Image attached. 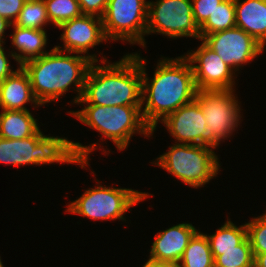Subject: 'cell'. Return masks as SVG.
Returning a JSON list of instances; mask_svg holds the SVG:
<instances>
[{
	"label": "cell",
	"instance_id": "cell-8",
	"mask_svg": "<svg viewBox=\"0 0 266 267\" xmlns=\"http://www.w3.org/2000/svg\"><path fill=\"white\" fill-rule=\"evenodd\" d=\"M86 189L80 198L68 204L65 212L81 215L93 220L126 221L124 214L150 195L134 189L107 187L95 184ZM99 185V186H98Z\"/></svg>",
	"mask_w": 266,
	"mask_h": 267
},
{
	"label": "cell",
	"instance_id": "cell-22",
	"mask_svg": "<svg viewBox=\"0 0 266 267\" xmlns=\"http://www.w3.org/2000/svg\"><path fill=\"white\" fill-rule=\"evenodd\" d=\"M236 26L234 0H224L199 27L200 35H209Z\"/></svg>",
	"mask_w": 266,
	"mask_h": 267
},
{
	"label": "cell",
	"instance_id": "cell-23",
	"mask_svg": "<svg viewBox=\"0 0 266 267\" xmlns=\"http://www.w3.org/2000/svg\"><path fill=\"white\" fill-rule=\"evenodd\" d=\"M50 23L43 0H26L14 25L31 29L45 30ZM46 25V26H45Z\"/></svg>",
	"mask_w": 266,
	"mask_h": 267
},
{
	"label": "cell",
	"instance_id": "cell-4",
	"mask_svg": "<svg viewBox=\"0 0 266 267\" xmlns=\"http://www.w3.org/2000/svg\"><path fill=\"white\" fill-rule=\"evenodd\" d=\"M98 143L83 146L67 138L44 135L39 130L34 136L23 139L0 137V163L12 166L44 165L52 163L77 164L85 168L89 155Z\"/></svg>",
	"mask_w": 266,
	"mask_h": 267
},
{
	"label": "cell",
	"instance_id": "cell-27",
	"mask_svg": "<svg viewBox=\"0 0 266 267\" xmlns=\"http://www.w3.org/2000/svg\"><path fill=\"white\" fill-rule=\"evenodd\" d=\"M224 0H191L193 17L200 27Z\"/></svg>",
	"mask_w": 266,
	"mask_h": 267
},
{
	"label": "cell",
	"instance_id": "cell-19",
	"mask_svg": "<svg viewBox=\"0 0 266 267\" xmlns=\"http://www.w3.org/2000/svg\"><path fill=\"white\" fill-rule=\"evenodd\" d=\"M0 137L23 139L34 136L40 129L29 110H1Z\"/></svg>",
	"mask_w": 266,
	"mask_h": 267
},
{
	"label": "cell",
	"instance_id": "cell-14",
	"mask_svg": "<svg viewBox=\"0 0 266 267\" xmlns=\"http://www.w3.org/2000/svg\"><path fill=\"white\" fill-rule=\"evenodd\" d=\"M161 123L175 138V143L201 145V133L205 131L206 122L203 110L195 99L166 116Z\"/></svg>",
	"mask_w": 266,
	"mask_h": 267
},
{
	"label": "cell",
	"instance_id": "cell-30",
	"mask_svg": "<svg viewBox=\"0 0 266 267\" xmlns=\"http://www.w3.org/2000/svg\"><path fill=\"white\" fill-rule=\"evenodd\" d=\"M3 44H0V83L7 78L8 76L12 75L15 71L12 70L10 66V62L8 60V56L6 55L5 48L2 47Z\"/></svg>",
	"mask_w": 266,
	"mask_h": 267
},
{
	"label": "cell",
	"instance_id": "cell-29",
	"mask_svg": "<svg viewBox=\"0 0 266 267\" xmlns=\"http://www.w3.org/2000/svg\"><path fill=\"white\" fill-rule=\"evenodd\" d=\"M109 0H78L82 14L102 17Z\"/></svg>",
	"mask_w": 266,
	"mask_h": 267
},
{
	"label": "cell",
	"instance_id": "cell-35",
	"mask_svg": "<svg viewBox=\"0 0 266 267\" xmlns=\"http://www.w3.org/2000/svg\"><path fill=\"white\" fill-rule=\"evenodd\" d=\"M0 267H4L0 257Z\"/></svg>",
	"mask_w": 266,
	"mask_h": 267
},
{
	"label": "cell",
	"instance_id": "cell-33",
	"mask_svg": "<svg viewBox=\"0 0 266 267\" xmlns=\"http://www.w3.org/2000/svg\"><path fill=\"white\" fill-rule=\"evenodd\" d=\"M160 267H183L180 261L160 262Z\"/></svg>",
	"mask_w": 266,
	"mask_h": 267
},
{
	"label": "cell",
	"instance_id": "cell-28",
	"mask_svg": "<svg viewBox=\"0 0 266 267\" xmlns=\"http://www.w3.org/2000/svg\"><path fill=\"white\" fill-rule=\"evenodd\" d=\"M26 0H0V17L14 24Z\"/></svg>",
	"mask_w": 266,
	"mask_h": 267
},
{
	"label": "cell",
	"instance_id": "cell-7",
	"mask_svg": "<svg viewBox=\"0 0 266 267\" xmlns=\"http://www.w3.org/2000/svg\"><path fill=\"white\" fill-rule=\"evenodd\" d=\"M235 89H202L195 100L203 110L206 127L201 133V145L215 149L220 141L230 138L241 122V108ZM240 120V121H239Z\"/></svg>",
	"mask_w": 266,
	"mask_h": 267
},
{
	"label": "cell",
	"instance_id": "cell-6",
	"mask_svg": "<svg viewBox=\"0 0 266 267\" xmlns=\"http://www.w3.org/2000/svg\"><path fill=\"white\" fill-rule=\"evenodd\" d=\"M154 162V165L193 188L209 183L220 169L219 158L213 148L204 145L173 144Z\"/></svg>",
	"mask_w": 266,
	"mask_h": 267
},
{
	"label": "cell",
	"instance_id": "cell-32",
	"mask_svg": "<svg viewBox=\"0 0 266 267\" xmlns=\"http://www.w3.org/2000/svg\"><path fill=\"white\" fill-rule=\"evenodd\" d=\"M254 267H266V253H260L254 257Z\"/></svg>",
	"mask_w": 266,
	"mask_h": 267
},
{
	"label": "cell",
	"instance_id": "cell-3",
	"mask_svg": "<svg viewBox=\"0 0 266 267\" xmlns=\"http://www.w3.org/2000/svg\"><path fill=\"white\" fill-rule=\"evenodd\" d=\"M68 54L54 47L46 54L22 65L29 75L33 94L41 106L56 102L71 87L78 93L72 100L73 104H77L81 98L93 61L81 54Z\"/></svg>",
	"mask_w": 266,
	"mask_h": 267
},
{
	"label": "cell",
	"instance_id": "cell-21",
	"mask_svg": "<svg viewBox=\"0 0 266 267\" xmlns=\"http://www.w3.org/2000/svg\"><path fill=\"white\" fill-rule=\"evenodd\" d=\"M179 261L183 267H214V259L206 234L198 230Z\"/></svg>",
	"mask_w": 266,
	"mask_h": 267
},
{
	"label": "cell",
	"instance_id": "cell-12",
	"mask_svg": "<svg viewBox=\"0 0 266 267\" xmlns=\"http://www.w3.org/2000/svg\"><path fill=\"white\" fill-rule=\"evenodd\" d=\"M191 51L184 56L192 66L197 90L234 89L236 73L215 51L203 41L197 50Z\"/></svg>",
	"mask_w": 266,
	"mask_h": 267
},
{
	"label": "cell",
	"instance_id": "cell-5",
	"mask_svg": "<svg viewBox=\"0 0 266 267\" xmlns=\"http://www.w3.org/2000/svg\"><path fill=\"white\" fill-rule=\"evenodd\" d=\"M141 105L101 106L86 104L78 111H68L81 123L101 133L104 139H110L117 150L126 149L133 134L153 135L152 129L145 123Z\"/></svg>",
	"mask_w": 266,
	"mask_h": 267
},
{
	"label": "cell",
	"instance_id": "cell-25",
	"mask_svg": "<svg viewBox=\"0 0 266 267\" xmlns=\"http://www.w3.org/2000/svg\"><path fill=\"white\" fill-rule=\"evenodd\" d=\"M49 22L59 27L62 23L82 15L78 0H43Z\"/></svg>",
	"mask_w": 266,
	"mask_h": 267
},
{
	"label": "cell",
	"instance_id": "cell-24",
	"mask_svg": "<svg viewBox=\"0 0 266 267\" xmlns=\"http://www.w3.org/2000/svg\"><path fill=\"white\" fill-rule=\"evenodd\" d=\"M214 267H254V256L248 237L236 249L219 251Z\"/></svg>",
	"mask_w": 266,
	"mask_h": 267
},
{
	"label": "cell",
	"instance_id": "cell-20",
	"mask_svg": "<svg viewBox=\"0 0 266 267\" xmlns=\"http://www.w3.org/2000/svg\"><path fill=\"white\" fill-rule=\"evenodd\" d=\"M213 259L219 256V251L236 249L246 237V223L240 226L234 224L229 218L214 234L207 235Z\"/></svg>",
	"mask_w": 266,
	"mask_h": 267
},
{
	"label": "cell",
	"instance_id": "cell-9",
	"mask_svg": "<svg viewBox=\"0 0 266 267\" xmlns=\"http://www.w3.org/2000/svg\"><path fill=\"white\" fill-rule=\"evenodd\" d=\"M147 13L146 0H109L101 17L106 39L146 47Z\"/></svg>",
	"mask_w": 266,
	"mask_h": 267
},
{
	"label": "cell",
	"instance_id": "cell-18",
	"mask_svg": "<svg viewBox=\"0 0 266 267\" xmlns=\"http://www.w3.org/2000/svg\"><path fill=\"white\" fill-rule=\"evenodd\" d=\"M11 26L14 30L13 34L10 35L11 44L19 53L12 50L8 56L18 62L17 65L22 66L26 61L47 53L44 50L48 40L45 30L18 27L14 24Z\"/></svg>",
	"mask_w": 266,
	"mask_h": 267
},
{
	"label": "cell",
	"instance_id": "cell-31",
	"mask_svg": "<svg viewBox=\"0 0 266 267\" xmlns=\"http://www.w3.org/2000/svg\"><path fill=\"white\" fill-rule=\"evenodd\" d=\"M8 27H11V24L5 18L0 17V44H5L3 41L5 39L4 34Z\"/></svg>",
	"mask_w": 266,
	"mask_h": 267
},
{
	"label": "cell",
	"instance_id": "cell-11",
	"mask_svg": "<svg viewBox=\"0 0 266 267\" xmlns=\"http://www.w3.org/2000/svg\"><path fill=\"white\" fill-rule=\"evenodd\" d=\"M200 36L201 41L215 51L235 72L245 64L254 61L266 49L250 34L236 26Z\"/></svg>",
	"mask_w": 266,
	"mask_h": 267
},
{
	"label": "cell",
	"instance_id": "cell-2",
	"mask_svg": "<svg viewBox=\"0 0 266 267\" xmlns=\"http://www.w3.org/2000/svg\"><path fill=\"white\" fill-rule=\"evenodd\" d=\"M102 59L100 63L104 65L91 64L77 104L142 105L140 53H128L115 63L105 56Z\"/></svg>",
	"mask_w": 266,
	"mask_h": 267
},
{
	"label": "cell",
	"instance_id": "cell-17",
	"mask_svg": "<svg viewBox=\"0 0 266 267\" xmlns=\"http://www.w3.org/2000/svg\"><path fill=\"white\" fill-rule=\"evenodd\" d=\"M234 0L236 27L266 46V0Z\"/></svg>",
	"mask_w": 266,
	"mask_h": 267
},
{
	"label": "cell",
	"instance_id": "cell-10",
	"mask_svg": "<svg viewBox=\"0 0 266 267\" xmlns=\"http://www.w3.org/2000/svg\"><path fill=\"white\" fill-rule=\"evenodd\" d=\"M157 33L168 38L193 37L201 40L193 17L191 0L148 1L146 35Z\"/></svg>",
	"mask_w": 266,
	"mask_h": 267
},
{
	"label": "cell",
	"instance_id": "cell-16",
	"mask_svg": "<svg viewBox=\"0 0 266 267\" xmlns=\"http://www.w3.org/2000/svg\"><path fill=\"white\" fill-rule=\"evenodd\" d=\"M41 106L35 98L28 73L19 66L0 83V108L2 110H29L26 103Z\"/></svg>",
	"mask_w": 266,
	"mask_h": 267
},
{
	"label": "cell",
	"instance_id": "cell-26",
	"mask_svg": "<svg viewBox=\"0 0 266 267\" xmlns=\"http://www.w3.org/2000/svg\"><path fill=\"white\" fill-rule=\"evenodd\" d=\"M246 228L253 256L266 253V213L250 219Z\"/></svg>",
	"mask_w": 266,
	"mask_h": 267
},
{
	"label": "cell",
	"instance_id": "cell-34",
	"mask_svg": "<svg viewBox=\"0 0 266 267\" xmlns=\"http://www.w3.org/2000/svg\"><path fill=\"white\" fill-rule=\"evenodd\" d=\"M142 267H160V262L149 257Z\"/></svg>",
	"mask_w": 266,
	"mask_h": 267
},
{
	"label": "cell",
	"instance_id": "cell-13",
	"mask_svg": "<svg viewBox=\"0 0 266 267\" xmlns=\"http://www.w3.org/2000/svg\"><path fill=\"white\" fill-rule=\"evenodd\" d=\"M58 28L63 30L60 39L64 46L63 49L55 46L56 49L67 53L83 54L93 62H99L97 55L88 52L103 41H108L103 31L101 17L82 14L80 17L62 23Z\"/></svg>",
	"mask_w": 266,
	"mask_h": 267
},
{
	"label": "cell",
	"instance_id": "cell-15",
	"mask_svg": "<svg viewBox=\"0 0 266 267\" xmlns=\"http://www.w3.org/2000/svg\"><path fill=\"white\" fill-rule=\"evenodd\" d=\"M197 231L190 223H179L157 232L149 257L159 262L179 261Z\"/></svg>",
	"mask_w": 266,
	"mask_h": 267
},
{
	"label": "cell",
	"instance_id": "cell-1",
	"mask_svg": "<svg viewBox=\"0 0 266 267\" xmlns=\"http://www.w3.org/2000/svg\"><path fill=\"white\" fill-rule=\"evenodd\" d=\"M145 66L146 59L141 57V111L145 123L155 132L158 121L195 99L197 88L192 66L184 55L160 58L151 79Z\"/></svg>",
	"mask_w": 266,
	"mask_h": 267
}]
</instances>
